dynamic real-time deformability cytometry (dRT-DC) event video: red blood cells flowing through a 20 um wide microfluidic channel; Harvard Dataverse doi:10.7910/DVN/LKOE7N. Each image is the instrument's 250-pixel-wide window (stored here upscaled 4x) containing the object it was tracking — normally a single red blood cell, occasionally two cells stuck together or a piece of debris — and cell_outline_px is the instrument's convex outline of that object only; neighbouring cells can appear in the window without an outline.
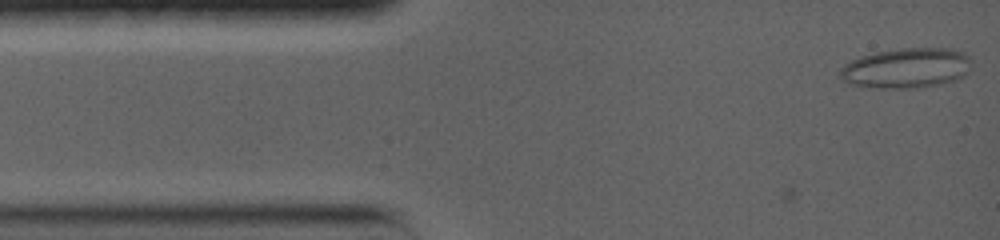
{"species": "common noctule bat (a hibernating species)", "species_latin": "Nyctalus noctula", "temperature_condition": "warm", "stored_images_in_passage": 41, "camera_frame_rate_fps": 5000, "um_per_image_px": 0.085, "animal": {"sex": "female", "body_mass_g": 19.0, "forearm_length_mm": 56.7}, "frame": {"image": 1, "passage_image": 1, "time_ms": 0.0, "image_size_px": [1000, 240], "cell_outline_px": [[968, 60], [964, 76], [956, 80], [940, 84], [916, 88], [872, 88], [848, 84], [840, 76], [840, 68], [844, 64], [860, 56], [876, 52], [904, 48], [952, 48], [964, 52], [968, 56]], "centroid_in_image_um": [76.99, 5.79], "position_along_channel_um": 8.0, "area_um2": 30.63}}
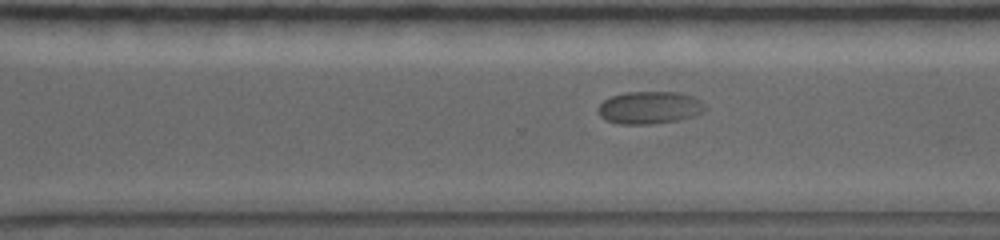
{"frame": {"image": 2, "passage_image": 26, "time_ms": 10.6, "image_size_px": [1000, 240], "cell_outline_px": [[708, 108], [704, 112], [680, 120], [648, 124], [620, 124], [604, 120], [600, 116], [600, 104], [604, 100], [612, 96], [628, 92], [680, 92], [692, 96], [700, 100]], "centroid_in_image_um": [55.25, 9.15], "position_along_channel_um": 315.3, "area_um2": 20.23}}
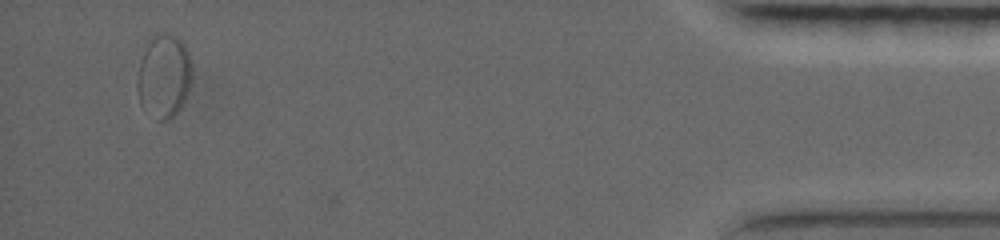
{"frame": {"image": 3, "passage_image": 37, "time_ms": 16.2, "image_size_px": [1000, 240], "cell_outline_px": [[188, 92], [180, 108], [168, 120], [160, 120], [140, 104], [136, 88], [136, 80], [140, 60], [152, 36], [156, 32], [164, 32], [176, 36], [184, 44], [188, 52]], "centroid_in_image_um": [13.87, 6.44], "position_along_channel_um": 421.3, "area_um2": 25.89}}